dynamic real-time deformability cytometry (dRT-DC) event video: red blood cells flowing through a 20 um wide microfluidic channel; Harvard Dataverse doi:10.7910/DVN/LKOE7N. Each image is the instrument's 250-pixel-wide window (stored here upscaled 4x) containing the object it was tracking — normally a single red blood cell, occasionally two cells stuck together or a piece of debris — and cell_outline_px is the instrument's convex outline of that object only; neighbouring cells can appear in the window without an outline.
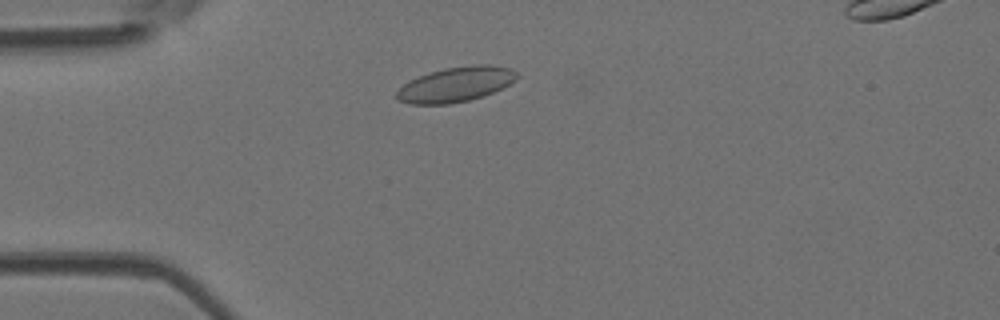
{"species": "Egyptian fruit bat (a non-hibernating species)", "species_latin": "Rousettus aegyptiacus", "temperature_condition": "room temperature", "stored_images_in_passage": 11, "camera_frame_rate_fps": 3000, "um_per_image_px": 0.085, "animal": {"sex": "female"}, "frame": {"image": 1, "passage_image": 7, "time_ms": 2.0, "image_size_px": [1000, 320], "cell_outline_px": [[516, 80], [504, 88], [484, 96], [468, 100], [448, 104], [412, 104], [396, 100], [396, 92], [404, 84], [420, 76], [444, 68], [472, 64], [492, 64], [512, 68], [516, 72]], "centroid_in_image_um": [38.79, 7.17], "position_along_channel_um": 46.2, "area_um2": 24.51}}